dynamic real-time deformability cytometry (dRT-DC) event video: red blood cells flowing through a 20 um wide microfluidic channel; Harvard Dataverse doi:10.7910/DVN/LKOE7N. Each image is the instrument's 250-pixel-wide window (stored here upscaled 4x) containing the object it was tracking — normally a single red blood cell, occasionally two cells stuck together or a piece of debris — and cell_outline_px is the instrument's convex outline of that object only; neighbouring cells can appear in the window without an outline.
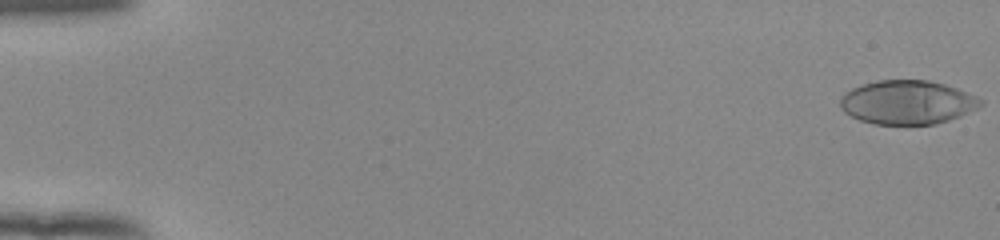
{"species": "human", "species_latin": "Homo sapiens", "temperature_condition": "room temperature", "stored_images_in_passage": 53, "camera_frame_rate_fps": 3000, "um_per_image_px": 0.085, "donor": {"sex": "female"}, "frame": {"image": 1, "passage_image": 1, "time_ms": 0.0, "image_size_px": [1000, 240], "cell_outline_px": [[984, 104], [960, 116], [936, 124], [872, 124], [860, 120], [844, 112], [840, 108], [840, 96], [844, 92], [860, 84], [876, 80], [928, 80], [944, 84], [956, 88], [976, 96], [984, 100]], "centroid_in_image_um": [77.09, 8.69], "position_along_channel_um": 7.9, "area_um2": 36.07}}
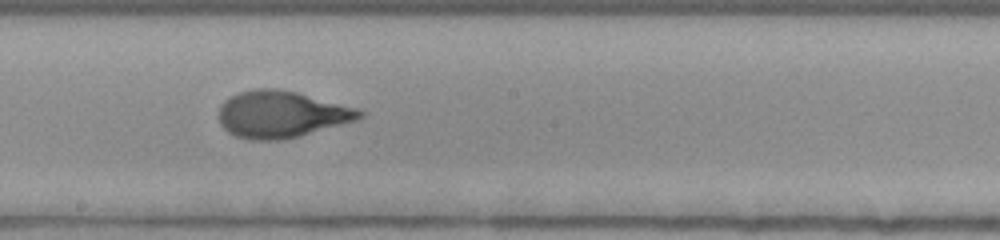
{"frame": {"image": 2, "passage_image": 31, "time_ms": 10.0, "image_size_px": [1000, 240], "cell_outline_px": [[364, 116], [360, 120], [300, 136], [280, 140], [248, 140], [236, 136], [228, 132], [220, 124], [220, 104], [224, 100], [240, 92], [256, 88], [276, 88], [296, 92], [356, 108], [364, 112]], "centroid_in_image_um": [23.93, 9.73], "position_along_channel_um": 224.3, "area_um2": 38.44}}
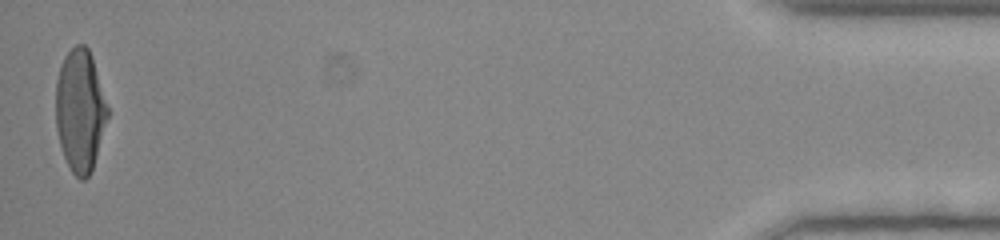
{"frame": {"image": 3, "passage_image": 53, "time_ms": 17.333, "image_size_px": [1000, 240], "cell_outline_px": [[108, 116], [92, 172], [84, 180], [80, 180], [72, 172], [64, 156], [60, 144], [56, 128], [56, 80], [64, 56], [76, 44], [84, 44], [88, 48], [92, 56], [108, 108]], "centroid_in_image_um": [6.8, 9.4], "position_along_channel_um": 428.4, "area_um2": 36.82}, "authors_computed_cell_mechanics": {"area_um2": 36.8764, "velocity_mm_per_s": 3.9399, "shape_relaxation_time_tau1_ms": 4.6441, "shape_relaxation_time_tau2_ms": 0.7622, "deformation_change_tau1": 0.2448, "deformation_change_tau2": 0.0718}}